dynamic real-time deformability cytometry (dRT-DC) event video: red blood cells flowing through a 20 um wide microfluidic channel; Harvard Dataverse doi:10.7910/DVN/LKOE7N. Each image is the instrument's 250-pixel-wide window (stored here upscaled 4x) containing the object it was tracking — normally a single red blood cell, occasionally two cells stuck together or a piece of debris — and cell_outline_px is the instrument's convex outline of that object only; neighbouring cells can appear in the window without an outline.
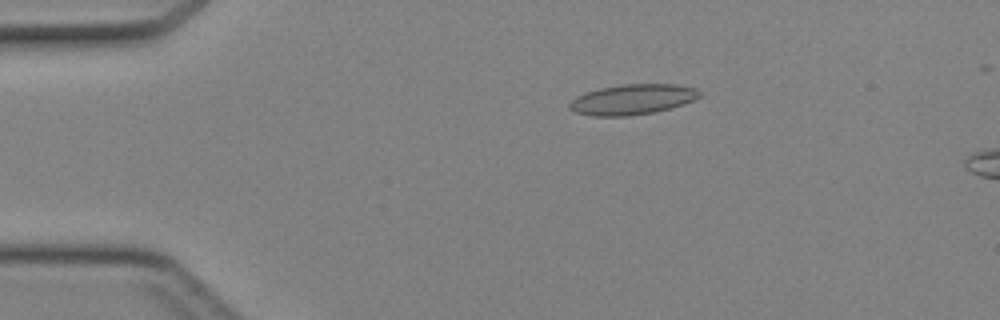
{"species": "Egyptian fruit bat (a non-hibernating species)", "species_latin": "Rousettus aegyptiacus", "temperature_condition": "cold", "stored_images_in_passage": 8, "segment_of_instrument_passage": [1, 2], "camera_frame_rate_fps": 3000, "um_per_image_px": 0.085, "animal": {"sex": "female"}, "frame": {"image": 1, "passage_image": 6, "time_ms": 1.667, "image_size_px": [1000, 320], "cell_outline_px": [[704, 96], [684, 104], [652, 112], [628, 116], [592, 116], [576, 112], [568, 108], [568, 104], [576, 96], [600, 88], [620, 84], [676, 84], [696, 88], [704, 92]], "centroid_in_image_um": [53.81, 8.44], "position_along_channel_um": 31.2, "area_um2": 23.12}}